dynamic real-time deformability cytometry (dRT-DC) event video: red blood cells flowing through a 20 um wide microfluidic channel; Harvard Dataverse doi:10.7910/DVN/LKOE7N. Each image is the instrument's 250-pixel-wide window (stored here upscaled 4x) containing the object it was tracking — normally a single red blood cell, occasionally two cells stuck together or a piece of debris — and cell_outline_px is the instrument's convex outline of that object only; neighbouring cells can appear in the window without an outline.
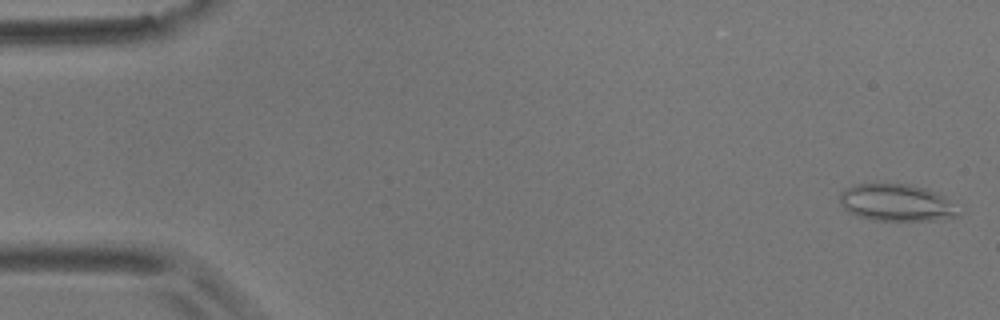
{"species": "common noctule bat (a hibernating species)", "species_latin": "Nyctalus noctula", "temperature_condition": "room temperature", "stored_images_in_passage": 12, "camera_frame_rate_fps": 3000, "um_per_image_px": 0.085, "animal": {"sex": "male", "body_mass_g": 17.9}, "frame": {"image": 1, "passage_image": 1, "time_ms": 0.0, "image_size_px": [1000, 320], "cell_outline_px": [[964, 212], [960, 216], [932, 220], [876, 220], [860, 216], [848, 212], [840, 204], [840, 192], [844, 188], [856, 184], [908, 184], [928, 188], [944, 196]], "centroid_in_image_um": [76.25, 17.22], "position_along_channel_um": 8.8, "area_um2": 25.78}}